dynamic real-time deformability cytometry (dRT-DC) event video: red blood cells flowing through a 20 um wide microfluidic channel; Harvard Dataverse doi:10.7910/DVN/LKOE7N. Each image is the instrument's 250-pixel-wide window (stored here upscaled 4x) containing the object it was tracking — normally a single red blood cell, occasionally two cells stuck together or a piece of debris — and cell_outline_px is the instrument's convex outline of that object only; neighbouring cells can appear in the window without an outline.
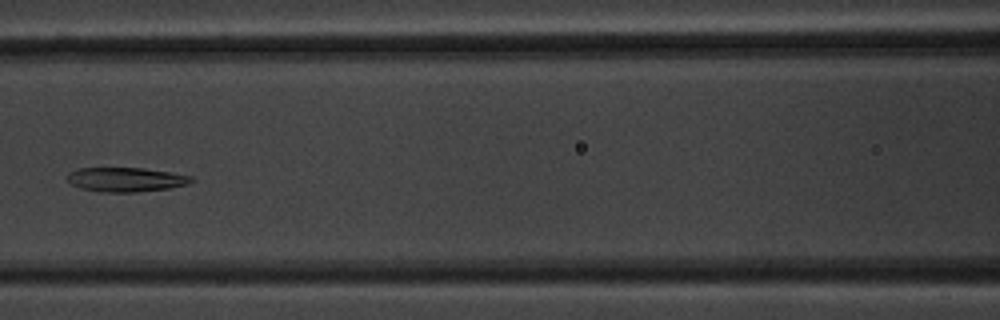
{"species": "common noctule bat (a hibernating species)", "species_latin": "Nyctalus noctula", "temperature_condition": "warm", "stored_images_in_passage": 8, "camera_frame_rate_fps": 3000, "um_per_image_px": 0.085, "animal": {"sex": "male", "body_mass_g": 20.1, "forearm_length_mm": 53.5}, "frame": {"image": 1, "passage_image": 7, "time_ms": 7.667, "image_size_px": [1000, 320], "cell_outline_px": [[196, 180], [188, 184], [168, 188], [136, 192], [100, 192], [80, 188], [72, 184], [64, 176], [68, 172], [76, 168], [144, 168], [192, 176]], "centroid_in_image_um": [10.66, 15.26], "position_along_channel_um": 155.9, "area_um2": 17.69}}
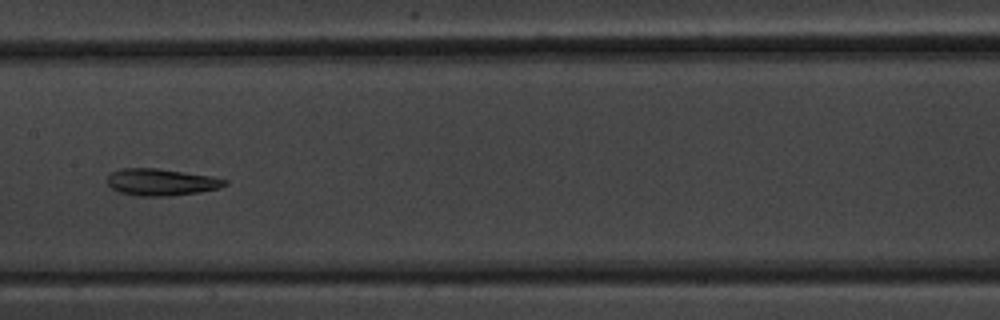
{"frame": {"image": 2, "passage_image": 8, "time_ms": 8.667, "image_size_px": [1000, 320], "cell_outline_px": [[228, 184], [220, 188], [200, 192], [168, 196], [140, 196], [120, 192], [112, 188], [108, 184], [108, 176], [112, 172], [120, 168], [156, 168], [212, 176], [228, 180]], "centroid_in_image_um": [13.73, 15.48], "position_along_channel_um": 193.7, "area_um2": 18.38}}